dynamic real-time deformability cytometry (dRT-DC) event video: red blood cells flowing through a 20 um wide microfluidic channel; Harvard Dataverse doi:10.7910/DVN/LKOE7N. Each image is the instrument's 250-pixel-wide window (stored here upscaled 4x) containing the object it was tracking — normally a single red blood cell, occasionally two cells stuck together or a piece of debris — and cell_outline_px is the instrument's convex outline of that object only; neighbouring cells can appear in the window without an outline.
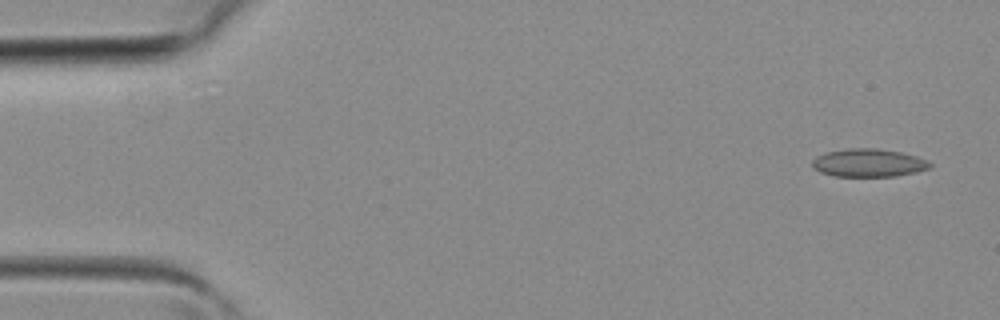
{"species": "common noctule bat (a hibernating species)", "species_latin": "Nyctalus noctula", "temperature_condition": "room temperature", "stored_images_in_passage": 3, "camera_frame_rate_fps": 3000, "um_per_image_px": 0.085, "animal": {"sex": "female", "body_mass_g": 19.3, "forearm_length_mm": 54.1}, "frame": {"image": 1, "passage_image": 1, "time_ms": 0.0, "image_size_px": [1000, 320], "cell_outline_px": [[932, 164], [928, 168], [916, 172], [896, 176], [832, 176], [820, 172], [812, 168], [812, 160], [816, 156], [828, 152], [848, 148], [876, 148], [900, 152], [916, 156], [928, 160]], "centroid_in_image_um": [73.8, 13.84], "position_along_channel_um": 11.2, "area_um2": 19.25}}